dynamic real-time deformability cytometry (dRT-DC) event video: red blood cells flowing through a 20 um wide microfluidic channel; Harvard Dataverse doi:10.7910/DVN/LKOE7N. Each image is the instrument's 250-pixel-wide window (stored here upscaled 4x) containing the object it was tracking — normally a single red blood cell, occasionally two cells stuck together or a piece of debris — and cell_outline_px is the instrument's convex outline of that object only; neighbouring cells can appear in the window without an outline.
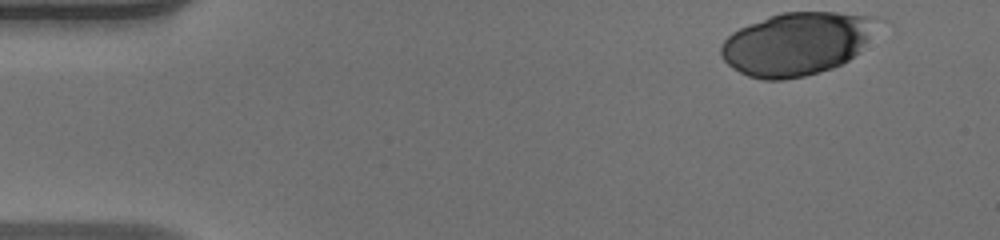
{"species": "human", "species_latin": "Homo sapiens", "temperature_condition": "warm", "stored_images_in_passage": 39, "camera_frame_rate_fps": 3000, "um_per_image_px": 0.085, "donor": {"sex": "male"}, "frame": {"image": 1, "passage_image": 1, "time_ms": 0.0, "image_size_px": [1000, 240], "cell_outline_px": [[868, 16], [864, 40], [856, 52], [848, 60], [832, 68], [804, 76], [784, 80], [764, 80], [748, 76], [732, 68], [720, 56], [720, 48], [724, 40], [732, 32], [748, 24], [768, 16], [780, 12], [836, 12]], "centroid_in_image_um": [67.48, 3.75], "position_along_channel_um": 17.5, "area_um2": 55.43}}